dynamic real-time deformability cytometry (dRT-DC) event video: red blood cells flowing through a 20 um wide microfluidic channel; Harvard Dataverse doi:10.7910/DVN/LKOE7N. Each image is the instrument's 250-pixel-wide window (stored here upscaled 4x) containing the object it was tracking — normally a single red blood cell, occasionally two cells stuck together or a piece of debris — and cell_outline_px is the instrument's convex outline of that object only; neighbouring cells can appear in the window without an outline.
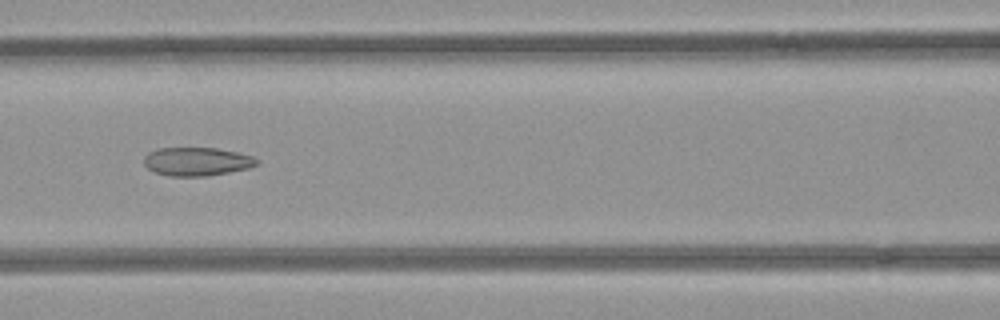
{"species": "common noctule bat (a hibernating species)", "species_latin": "Nyctalus noctula", "temperature_condition": "room temperature", "stored_images_in_passage": 48, "camera_frame_rate_fps": 3000, "um_per_image_px": 0.085, "animal": {"sex": "female", "body_mass_g": 21.9}, "frame": {"image": 1, "passage_image": 23, "time_ms": 7.333, "image_size_px": [1000, 320], "cell_outline_px": [[260, 160], [256, 164], [248, 168], [208, 176], [168, 176], [156, 172], [148, 168], [144, 164], [144, 156], [148, 152], [156, 148], [216, 148], [236, 152], [252, 156]], "centroid_in_image_um": [16.71, 13.72], "position_along_channel_um": 149.9, "area_um2": 18.67}}
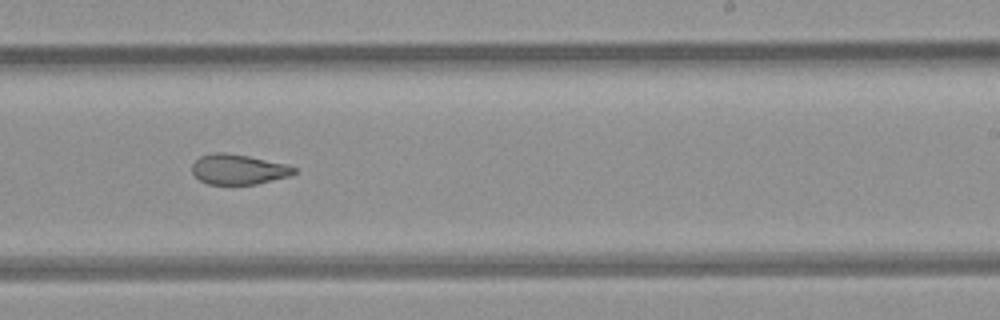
{"frame": {"image": 2, "passage_image": 32, "time_ms": 10.333, "image_size_px": [1000, 320], "cell_outline_px": [[296, 172], [288, 176], [256, 184], [208, 184], [200, 180], [192, 172], [192, 164], [200, 156], [212, 152], [228, 152], [288, 164], [296, 168]], "centroid_in_image_um": [20.25, 14.38], "position_along_channel_um": 268.8, "area_um2": 17.92}}
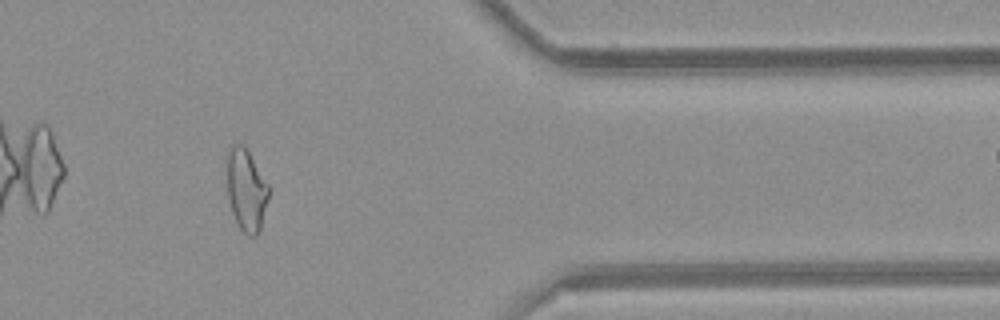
{"frame": {"image": 3, "passage_image": 43, "time_ms": 14.0, "image_size_px": [1000, 320], "cell_outline_px": [[268, 200], [260, 232], [256, 236], [248, 236], [240, 228], [232, 212], [228, 200], [224, 160], [232, 144], [244, 144], [268, 184]], "centroid_in_image_um": [20.89, 16.12], "position_along_channel_um": 390.5, "area_um2": 20.46}, "authors_computed_cell_mechanics": {"area_um2": 20.4901, "velocity_mm_per_s": 3.9736, "shape_relaxation_time_tau1_ms": null, "shape_relaxation_time_tau2_ms": 2.4242, "deformation_change_tau1": null, "deformation_change_tau2": 0.0913}}